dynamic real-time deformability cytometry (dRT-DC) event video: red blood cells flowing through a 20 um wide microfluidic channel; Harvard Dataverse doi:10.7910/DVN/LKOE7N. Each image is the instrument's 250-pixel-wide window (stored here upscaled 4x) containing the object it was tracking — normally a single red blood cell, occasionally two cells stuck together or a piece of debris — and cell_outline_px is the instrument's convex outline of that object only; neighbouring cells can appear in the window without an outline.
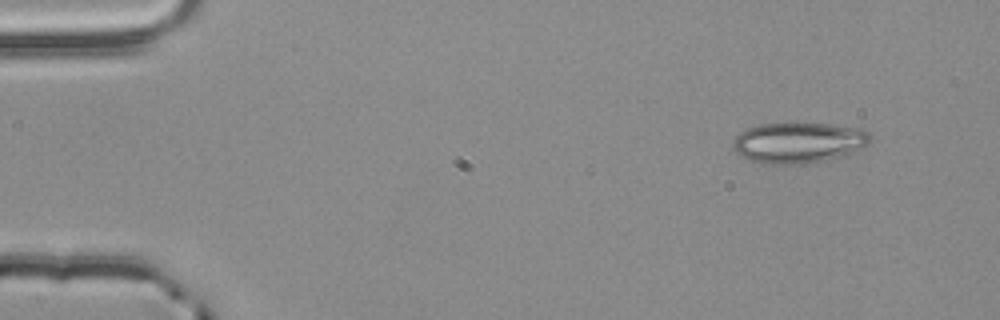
{"species": "common noctule bat (a hibernating species)", "species_latin": "Nyctalus noctula", "temperature_condition": "room temperature", "stored_images_in_passage": 50, "camera_frame_rate_fps": 3000, "um_per_image_px": 0.085, "animal": {"sex": "male", "body_mass_g": 20.4}, "frame": {"image": 1, "passage_image": 1, "time_ms": 0.0, "image_size_px": [1000, 320], "cell_outline_px": [[872, 140], [864, 148], [848, 156], [800, 164], [764, 164], [748, 160], [736, 152], [732, 148], [732, 144], [736, 136], [740, 132], [748, 128], [760, 124], [828, 124], [860, 128], [868, 132], [872, 136]], "centroid_in_image_um": [67.92, 12.14], "position_along_channel_um": 17.1, "area_um2": 32.83}}
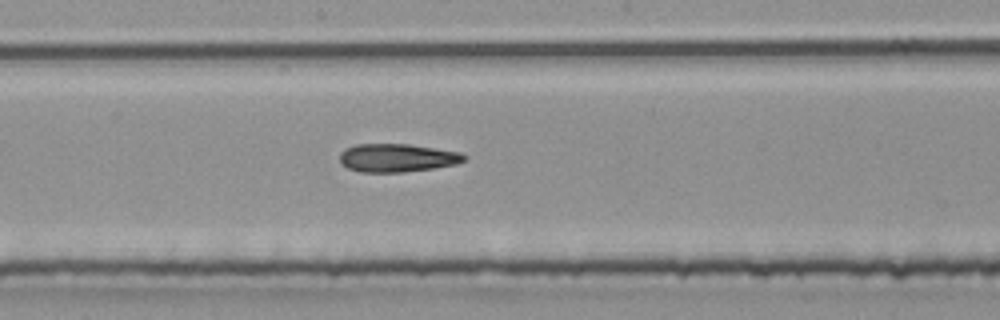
{"frame": {"image": 2, "passage_image": 25, "time_ms": 8.0, "image_size_px": [1000, 320], "cell_outline_px": [[464, 160], [456, 164], [432, 168], [404, 172], [360, 172], [348, 168], [340, 164], [340, 152], [344, 148], [356, 144], [408, 144], [460, 152], [464, 156]], "centroid_in_image_um": [33.68, 13.41], "position_along_channel_um": 214.5, "area_um2": 20.4}}
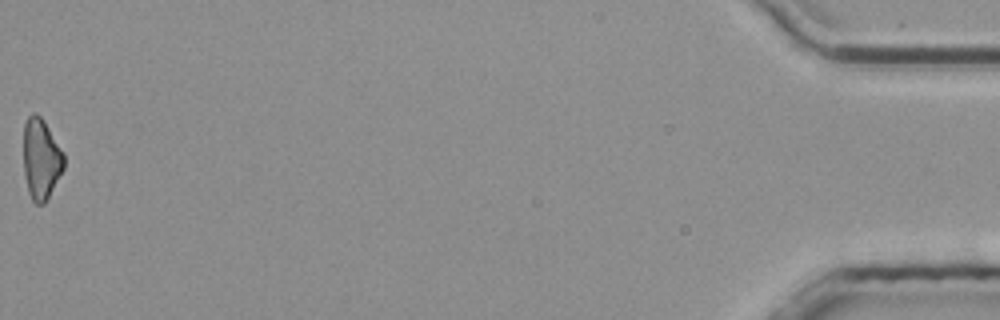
{"frame": {"image": 3, "passage_image": 50, "time_ms": 16.333, "image_size_px": [1000, 320], "cell_outline_px": [[64, 168], [44, 204], [36, 204], [32, 200], [28, 192], [24, 176], [24, 124], [28, 116], [32, 112], [36, 112], [44, 120], [64, 152]], "centroid_in_image_um": [3.49, 13.49], "position_along_channel_um": 431.7, "area_um2": 19.13}}